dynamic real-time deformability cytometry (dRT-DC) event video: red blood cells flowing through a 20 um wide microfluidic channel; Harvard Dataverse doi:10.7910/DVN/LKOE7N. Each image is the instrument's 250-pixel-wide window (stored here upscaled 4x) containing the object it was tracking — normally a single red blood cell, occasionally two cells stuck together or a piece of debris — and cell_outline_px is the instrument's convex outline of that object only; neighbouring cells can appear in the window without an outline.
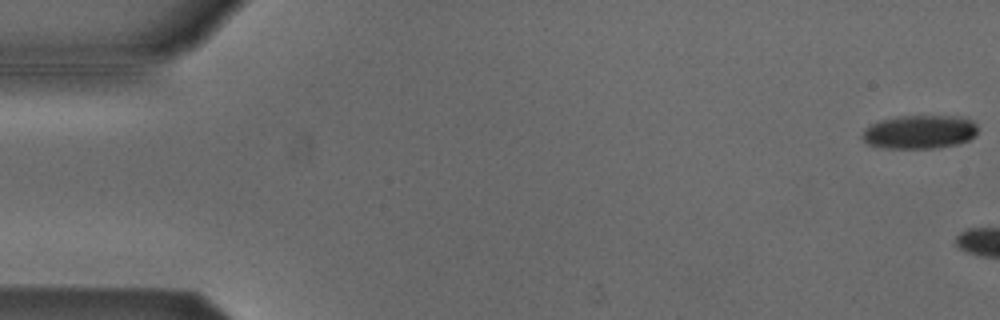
{"species": "Egyptian fruit bat (a non-hibernating species)", "species_latin": "Rousettus aegyptiacus", "temperature_condition": "cold", "stored_images_in_passage": 5, "camera_frame_rate_fps": 3000, "um_per_image_px": 0.085, "animal": {"sex": "male"}, "frame": {"image": 1, "passage_image": 1, "time_ms": 0.0, "image_size_px": [1000, 320], "cell_outline_px": [[976, 136], [968, 140], [956, 144], [932, 148], [888, 148], [868, 144], [860, 136], [864, 128], [880, 120], [896, 116], [968, 116], [976, 124]], "centroid_in_image_um": [78.17, 11.19], "position_along_channel_um": 6.8, "area_um2": 22.77}}